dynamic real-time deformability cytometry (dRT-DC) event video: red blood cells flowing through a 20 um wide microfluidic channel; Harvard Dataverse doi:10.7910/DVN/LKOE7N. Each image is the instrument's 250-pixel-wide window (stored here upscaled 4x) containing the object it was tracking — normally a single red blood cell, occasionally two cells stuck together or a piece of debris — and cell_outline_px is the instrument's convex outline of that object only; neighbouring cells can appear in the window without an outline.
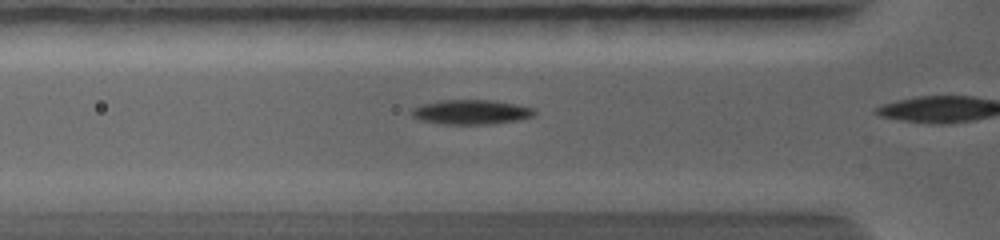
{"species": "common noctule bat (a hibernating species)", "species_latin": "Nyctalus noctula", "temperature_condition": "warm", "stored_images_in_passage": 15, "camera_frame_rate_fps": 5000, "um_per_image_px": 0.085, "animal": {"sex": "female", "body_mass_g": 19.0, "forearm_length_mm": 56.7}, "frame": {"image": 1, "passage_image": 3, "time_ms": 1.0, "image_size_px": [1000, 240], "cell_outline_px": [[536, 116], [520, 120], [496, 124], [444, 124], [420, 120], [412, 116], [412, 108], [420, 104], [440, 100], [492, 100], [516, 104], [536, 108]], "centroid_in_image_um": [40.11, 9.52], "position_along_channel_um": 85.7, "area_um2": 17.92}}
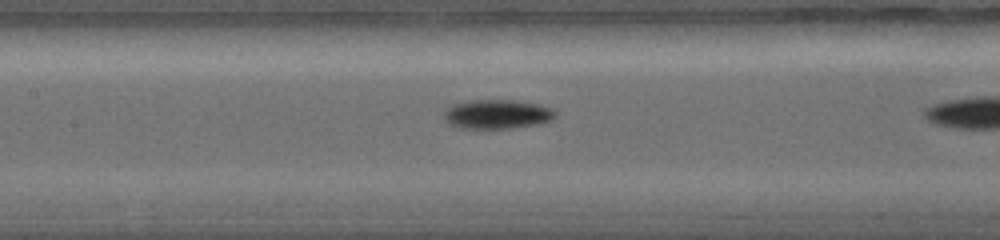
{"frame": {"image": 2, "passage_image": 9, "time_ms": 2.6, "image_size_px": [1000, 240], "cell_outline_px": [[556, 116], [552, 120], [536, 124], [512, 128], [460, 128], [448, 124], [444, 116], [444, 108], [452, 104], [468, 100], [516, 100], [536, 104], [552, 108], [556, 112]], "centroid_in_image_um": [42.22, 9.7], "position_along_channel_um": 165.2, "area_um2": 19.07}}
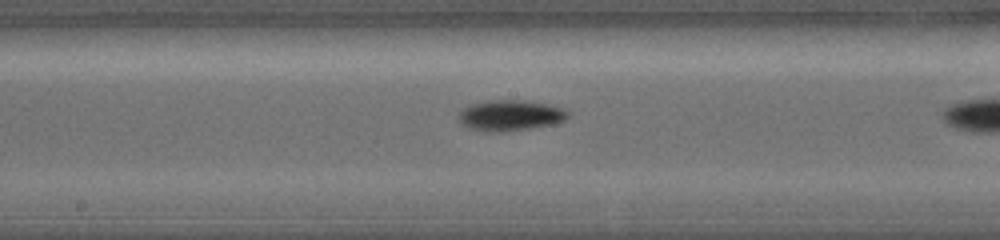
{"frame": {"image": 3, "passage_image": 13, "time_ms": 3.4, "image_size_px": [1000, 240], "cell_outline_px": [[568, 116], [564, 120], [552, 124], [528, 128], [500, 132], [484, 132], [468, 128], [460, 124], [460, 112], [464, 108], [472, 104], [488, 100], [524, 100], [544, 104], [560, 108], [568, 112]], "centroid_in_image_um": [43.31, 9.82], "position_along_channel_um": 204.9, "area_um2": 19.25}}